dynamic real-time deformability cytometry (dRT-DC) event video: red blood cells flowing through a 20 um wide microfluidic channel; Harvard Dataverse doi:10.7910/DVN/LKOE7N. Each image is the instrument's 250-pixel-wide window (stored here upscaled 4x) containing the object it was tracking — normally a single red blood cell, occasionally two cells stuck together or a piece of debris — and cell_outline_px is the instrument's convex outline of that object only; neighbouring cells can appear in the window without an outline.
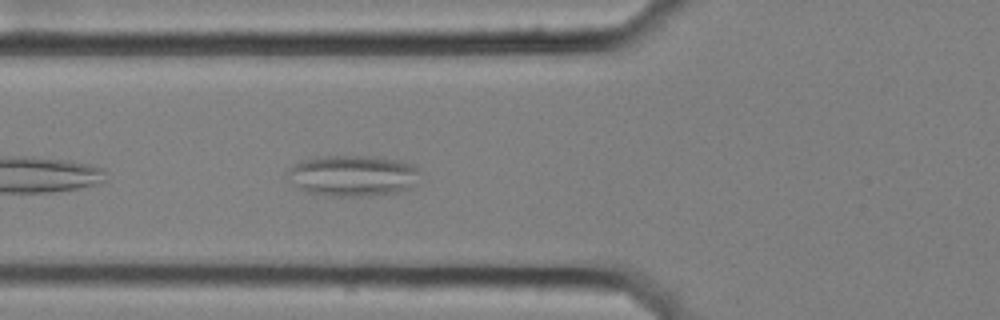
{"species": "common noctule bat (a hibernating species)", "species_latin": "Nyctalus noctula", "temperature_condition": "cold", "stored_images_in_passage": 14, "camera_frame_rate_fps": 3000, "um_per_image_px": 0.085, "animal": {"sex": "female", "body_mass_g": 25.1}, "frame": {"image": 1, "passage_image": 5, "time_ms": 1.333, "image_size_px": [1000, 320], "cell_outline_px": [[420, 172], [416, 184], [412, 188], [396, 192], [368, 196], [328, 196], [304, 192], [288, 180], [284, 176], [284, 172], [292, 164], [304, 160], [324, 156], [380, 156], [400, 160], [412, 164]], "centroid_in_image_um": [29.95, 14.93], "position_along_channel_um": 95.8, "area_um2": 32.37}}